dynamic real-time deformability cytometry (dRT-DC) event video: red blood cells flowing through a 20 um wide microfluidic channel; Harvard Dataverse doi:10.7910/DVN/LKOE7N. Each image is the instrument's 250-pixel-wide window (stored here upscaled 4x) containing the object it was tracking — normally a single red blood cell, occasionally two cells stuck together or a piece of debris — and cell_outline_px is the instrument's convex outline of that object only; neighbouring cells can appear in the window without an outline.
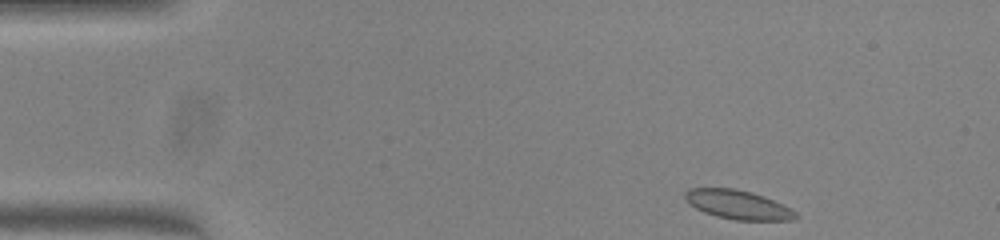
{"species": "common noctule bat (a hibernating species)", "species_latin": "Nyctalus noctula", "temperature_condition": "warm", "stored_images_in_passage": 46, "camera_frame_rate_fps": 3000, "um_per_image_px": 0.085, "animal": {"sex": "female", "body_mass_g": 23.0, "forearm_length_mm": 53.4}, "frame": {"image": 1, "passage_image": 1, "time_ms": 0.0, "image_size_px": [1000, 240], "cell_outline_px": [[800, 216], [796, 220], [736, 220], [716, 216], [704, 212], [688, 204], [684, 196], [684, 192], [688, 188], [736, 188], [752, 192], [764, 196], [792, 208]], "centroid_in_image_um": [62.74, 17.39], "position_along_channel_um": 22.3, "area_um2": 18.96}}
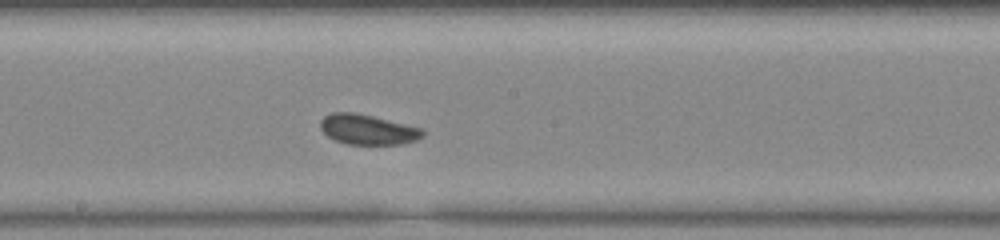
{"frame": {"image": 2, "passage_image": 22, "time_ms": 7.0, "image_size_px": [1000, 240], "cell_outline_px": [[424, 136], [416, 140], [400, 144], [348, 144], [336, 140], [328, 136], [320, 128], [320, 120], [324, 116], [332, 112], [352, 112], [372, 116], [424, 128]], "centroid_in_image_um": [31.27, 11.0], "position_along_channel_um": 216.9, "area_um2": 17.92}}
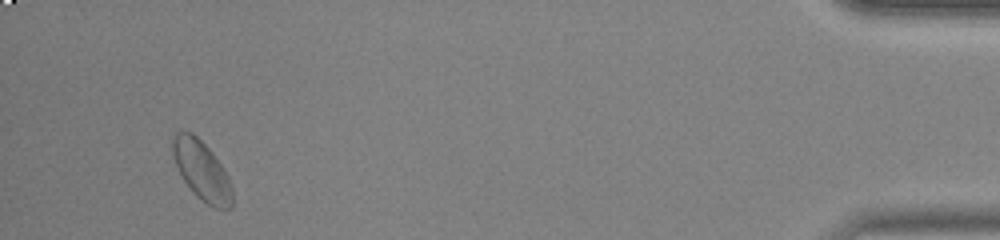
{"frame": {"image": 3, "passage_image": 43, "time_ms": 14.0, "image_size_px": [1000, 240], "cell_outline_px": [[232, 208], [216, 208], [208, 204], [196, 196], [192, 192], [184, 180], [172, 156], [172, 136], [176, 132], [192, 132], [208, 148], [220, 164], [228, 176], [232, 188]], "centroid_in_image_um": [17.14, 14.5], "position_along_channel_um": 418.1, "area_um2": 20.29}, "authors_computed_cell_mechanics": {"area_um2": 18.1781, "velocity_mm_per_s": 3.963, "shape_relaxation_time_tau1_ms": 2.3235, "shape_relaxation_time_tau2_ms": 1.4218, "deformation_change_tau1": 0.0873, "deformation_change_tau2": 0.0469}}